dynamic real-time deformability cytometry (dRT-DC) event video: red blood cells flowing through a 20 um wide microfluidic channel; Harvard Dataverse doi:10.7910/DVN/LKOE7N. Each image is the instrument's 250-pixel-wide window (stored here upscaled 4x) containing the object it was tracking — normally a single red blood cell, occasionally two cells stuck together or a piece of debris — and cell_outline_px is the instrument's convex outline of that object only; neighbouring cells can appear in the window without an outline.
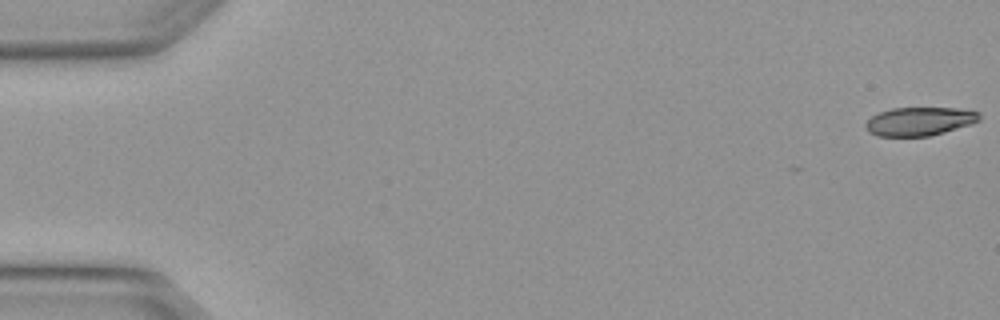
{"species": "Egyptian fruit bat (a non-hibernating species)", "species_latin": "Rousettus aegyptiacus", "temperature_condition": "warm", "stored_images_in_passage": 5, "camera_frame_rate_fps": 3000, "um_per_image_px": 0.085, "animal": {"sex": "female"}, "frame": {"image": 1, "passage_image": 1, "time_ms": 0.0, "image_size_px": [1000, 320], "cell_outline_px": [[980, 120], [972, 124], [944, 132], [928, 136], [876, 136], [868, 132], [864, 124], [872, 116], [880, 112], [892, 108], [956, 108], [980, 112]], "centroid_in_image_um": [78.16, 10.32], "position_along_channel_um": 6.8, "area_um2": 18.9}}
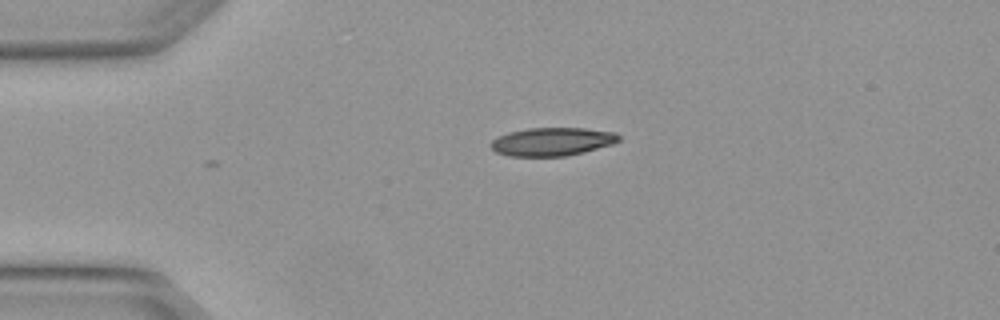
{"frame": {"image": 2, "passage_image": 4, "time_ms": 1.0, "image_size_px": [1000, 320], "cell_outline_px": [[620, 140], [612, 144], [584, 152], [568, 156], [508, 156], [496, 152], [492, 148], [492, 140], [508, 132], [528, 128], [584, 128], [616, 132], [620, 136]], "centroid_in_image_um": [46.96, 12.04], "position_along_channel_um": 38.0, "area_um2": 21.04}}